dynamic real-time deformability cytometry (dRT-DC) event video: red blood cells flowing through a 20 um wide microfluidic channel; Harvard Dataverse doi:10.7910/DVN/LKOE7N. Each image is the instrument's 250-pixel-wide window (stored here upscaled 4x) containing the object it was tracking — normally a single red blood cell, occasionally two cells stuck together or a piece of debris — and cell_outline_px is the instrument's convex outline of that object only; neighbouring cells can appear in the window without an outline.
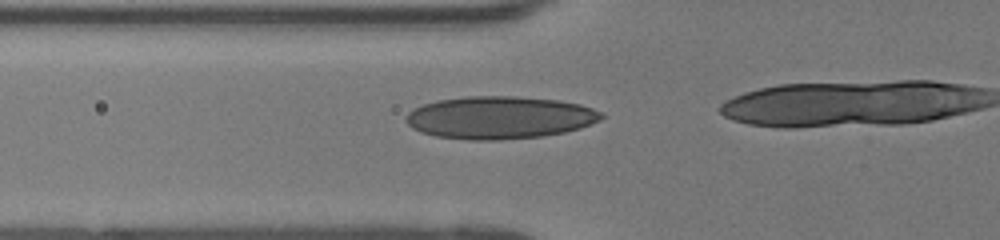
{"species": "human", "species_latin": "Homo sapiens", "temperature_condition": "room temperature", "stored_images_in_passage": 11, "camera_frame_rate_fps": 3000, "um_per_image_px": 0.085, "donor": {"sex": "female"}, "frame": {"image": 1, "passage_image": 7, "time_ms": 2.0, "image_size_px": [1000, 240], "cell_outline_px": [[604, 116], [600, 120], [580, 128], [564, 132], [544, 136], [500, 140], [468, 140], [436, 136], [420, 132], [412, 128], [404, 120], [404, 116], [412, 108], [424, 104], [440, 100], [468, 96], [512, 96], [560, 100], [580, 104], [604, 112]], "centroid_in_image_um": [42.46, 9.99], "position_along_channel_um": 83.3, "area_um2": 48.78}}
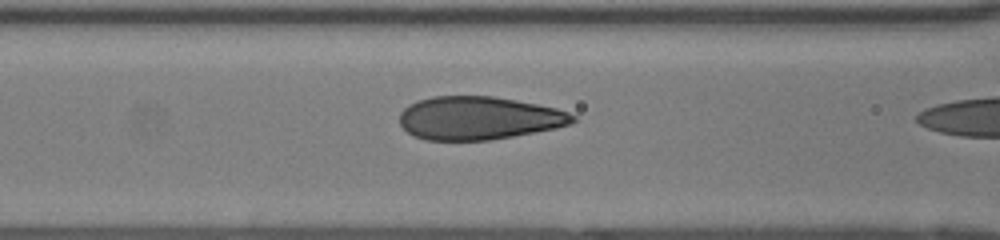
{"frame": {"image": 2, "passage_image": 10, "time_ms": 3.0, "image_size_px": [1000, 240], "cell_outline_px": [[576, 120], [572, 124], [556, 128], [512, 136], [488, 140], [424, 140], [412, 136], [400, 124], [400, 112], [408, 104], [416, 100], [432, 96], [492, 96], [516, 100], [556, 108], [568, 112], [576, 116]], "centroid_in_image_um": [40.67, 10.03], "position_along_channel_um": 125.9, "area_um2": 43.7}}